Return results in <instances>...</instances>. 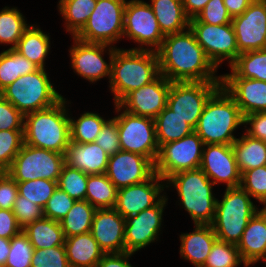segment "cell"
<instances>
[{"label":"cell","mask_w":266,"mask_h":267,"mask_svg":"<svg viewBox=\"0 0 266 267\" xmlns=\"http://www.w3.org/2000/svg\"><path fill=\"white\" fill-rule=\"evenodd\" d=\"M10 252V239L0 237V267H4Z\"/></svg>","instance_id":"cell-58"},{"label":"cell","mask_w":266,"mask_h":267,"mask_svg":"<svg viewBox=\"0 0 266 267\" xmlns=\"http://www.w3.org/2000/svg\"><path fill=\"white\" fill-rule=\"evenodd\" d=\"M162 180L164 181L154 173L144 182L118 189L114 209L126 219L155 206L164 197L160 195L164 186L169 187L162 182L160 184Z\"/></svg>","instance_id":"cell-19"},{"label":"cell","mask_w":266,"mask_h":267,"mask_svg":"<svg viewBox=\"0 0 266 267\" xmlns=\"http://www.w3.org/2000/svg\"><path fill=\"white\" fill-rule=\"evenodd\" d=\"M125 0H97L84 27L74 36L86 43L109 45L123 36Z\"/></svg>","instance_id":"cell-8"},{"label":"cell","mask_w":266,"mask_h":267,"mask_svg":"<svg viewBox=\"0 0 266 267\" xmlns=\"http://www.w3.org/2000/svg\"><path fill=\"white\" fill-rule=\"evenodd\" d=\"M74 45L70 49L71 65L78 75L89 82H95L105 76L111 75V61L117 48H109L110 62L103 59L104 49L109 45L86 43L73 37Z\"/></svg>","instance_id":"cell-21"},{"label":"cell","mask_w":266,"mask_h":267,"mask_svg":"<svg viewBox=\"0 0 266 267\" xmlns=\"http://www.w3.org/2000/svg\"><path fill=\"white\" fill-rule=\"evenodd\" d=\"M88 175L79 169L64 164L58 179V187L71 198L85 200Z\"/></svg>","instance_id":"cell-42"},{"label":"cell","mask_w":266,"mask_h":267,"mask_svg":"<svg viewBox=\"0 0 266 267\" xmlns=\"http://www.w3.org/2000/svg\"><path fill=\"white\" fill-rule=\"evenodd\" d=\"M182 258L192 262L195 267L203 266L217 236L212 225L195 224L191 233L180 235Z\"/></svg>","instance_id":"cell-26"},{"label":"cell","mask_w":266,"mask_h":267,"mask_svg":"<svg viewBox=\"0 0 266 267\" xmlns=\"http://www.w3.org/2000/svg\"><path fill=\"white\" fill-rule=\"evenodd\" d=\"M22 231L28 236L34 249L64 245L65 237L61 223L49 218H41L28 224Z\"/></svg>","instance_id":"cell-30"},{"label":"cell","mask_w":266,"mask_h":267,"mask_svg":"<svg viewBox=\"0 0 266 267\" xmlns=\"http://www.w3.org/2000/svg\"><path fill=\"white\" fill-rule=\"evenodd\" d=\"M244 124V116L234 98L221 85L207 100L194 131L204 144L232 145L233 131Z\"/></svg>","instance_id":"cell-3"},{"label":"cell","mask_w":266,"mask_h":267,"mask_svg":"<svg viewBox=\"0 0 266 267\" xmlns=\"http://www.w3.org/2000/svg\"><path fill=\"white\" fill-rule=\"evenodd\" d=\"M97 209L86 200L75 201L66 216L60 221L64 237L90 232Z\"/></svg>","instance_id":"cell-36"},{"label":"cell","mask_w":266,"mask_h":267,"mask_svg":"<svg viewBox=\"0 0 266 267\" xmlns=\"http://www.w3.org/2000/svg\"><path fill=\"white\" fill-rule=\"evenodd\" d=\"M18 194L25 197L32 203L44 208L48 199L58 187L57 181L36 179L24 182H17Z\"/></svg>","instance_id":"cell-41"},{"label":"cell","mask_w":266,"mask_h":267,"mask_svg":"<svg viewBox=\"0 0 266 267\" xmlns=\"http://www.w3.org/2000/svg\"><path fill=\"white\" fill-rule=\"evenodd\" d=\"M123 36L135 40L138 44L151 46V51H157L165 37L151 6L142 0L126 2Z\"/></svg>","instance_id":"cell-14"},{"label":"cell","mask_w":266,"mask_h":267,"mask_svg":"<svg viewBox=\"0 0 266 267\" xmlns=\"http://www.w3.org/2000/svg\"><path fill=\"white\" fill-rule=\"evenodd\" d=\"M232 148L241 174L266 165V142L245 133L241 138H237Z\"/></svg>","instance_id":"cell-31"},{"label":"cell","mask_w":266,"mask_h":267,"mask_svg":"<svg viewBox=\"0 0 266 267\" xmlns=\"http://www.w3.org/2000/svg\"><path fill=\"white\" fill-rule=\"evenodd\" d=\"M65 164V154L23 144L6 171L16 182L36 179L57 181Z\"/></svg>","instance_id":"cell-9"},{"label":"cell","mask_w":266,"mask_h":267,"mask_svg":"<svg viewBox=\"0 0 266 267\" xmlns=\"http://www.w3.org/2000/svg\"><path fill=\"white\" fill-rule=\"evenodd\" d=\"M33 253L28 236L21 231L10 239V252L4 267H31Z\"/></svg>","instance_id":"cell-44"},{"label":"cell","mask_w":266,"mask_h":267,"mask_svg":"<svg viewBox=\"0 0 266 267\" xmlns=\"http://www.w3.org/2000/svg\"><path fill=\"white\" fill-rule=\"evenodd\" d=\"M17 195V182L7 172H2L0 175V209L12 210Z\"/></svg>","instance_id":"cell-52"},{"label":"cell","mask_w":266,"mask_h":267,"mask_svg":"<svg viewBox=\"0 0 266 267\" xmlns=\"http://www.w3.org/2000/svg\"><path fill=\"white\" fill-rule=\"evenodd\" d=\"M109 155L95 142H69L65 152V164L86 174H103L108 167Z\"/></svg>","instance_id":"cell-24"},{"label":"cell","mask_w":266,"mask_h":267,"mask_svg":"<svg viewBox=\"0 0 266 267\" xmlns=\"http://www.w3.org/2000/svg\"><path fill=\"white\" fill-rule=\"evenodd\" d=\"M220 86L221 81L171 82L167 106L195 129L207 100Z\"/></svg>","instance_id":"cell-12"},{"label":"cell","mask_w":266,"mask_h":267,"mask_svg":"<svg viewBox=\"0 0 266 267\" xmlns=\"http://www.w3.org/2000/svg\"><path fill=\"white\" fill-rule=\"evenodd\" d=\"M155 173V164L142 155L119 151L109 157L106 175L117 189L148 180Z\"/></svg>","instance_id":"cell-17"},{"label":"cell","mask_w":266,"mask_h":267,"mask_svg":"<svg viewBox=\"0 0 266 267\" xmlns=\"http://www.w3.org/2000/svg\"><path fill=\"white\" fill-rule=\"evenodd\" d=\"M21 231L13 211L0 209V237L11 239Z\"/></svg>","instance_id":"cell-54"},{"label":"cell","mask_w":266,"mask_h":267,"mask_svg":"<svg viewBox=\"0 0 266 267\" xmlns=\"http://www.w3.org/2000/svg\"><path fill=\"white\" fill-rule=\"evenodd\" d=\"M25 17L15 8H3L0 11V43L12 44L10 49H14L22 37V34L29 27Z\"/></svg>","instance_id":"cell-38"},{"label":"cell","mask_w":266,"mask_h":267,"mask_svg":"<svg viewBox=\"0 0 266 267\" xmlns=\"http://www.w3.org/2000/svg\"><path fill=\"white\" fill-rule=\"evenodd\" d=\"M242 262L244 266H250V264L244 263L235 244L217 239L207 256L203 267H237Z\"/></svg>","instance_id":"cell-40"},{"label":"cell","mask_w":266,"mask_h":267,"mask_svg":"<svg viewBox=\"0 0 266 267\" xmlns=\"http://www.w3.org/2000/svg\"><path fill=\"white\" fill-rule=\"evenodd\" d=\"M154 121L159 148L165 143L179 140L194 132V128L175 115L168 106L154 118Z\"/></svg>","instance_id":"cell-32"},{"label":"cell","mask_w":266,"mask_h":267,"mask_svg":"<svg viewBox=\"0 0 266 267\" xmlns=\"http://www.w3.org/2000/svg\"><path fill=\"white\" fill-rule=\"evenodd\" d=\"M264 205V208H262L260 211L258 209L259 214L264 218L266 222V200L261 202Z\"/></svg>","instance_id":"cell-59"},{"label":"cell","mask_w":266,"mask_h":267,"mask_svg":"<svg viewBox=\"0 0 266 267\" xmlns=\"http://www.w3.org/2000/svg\"><path fill=\"white\" fill-rule=\"evenodd\" d=\"M156 52L160 74L171 82L221 81V76H215L217 68L208 59L190 28L166 35Z\"/></svg>","instance_id":"cell-1"},{"label":"cell","mask_w":266,"mask_h":267,"mask_svg":"<svg viewBox=\"0 0 266 267\" xmlns=\"http://www.w3.org/2000/svg\"><path fill=\"white\" fill-rule=\"evenodd\" d=\"M230 68L232 73L221 77H242L266 82V49L239 54Z\"/></svg>","instance_id":"cell-33"},{"label":"cell","mask_w":266,"mask_h":267,"mask_svg":"<svg viewBox=\"0 0 266 267\" xmlns=\"http://www.w3.org/2000/svg\"><path fill=\"white\" fill-rule=\"evenodd\" d=\"M171 81L164 75H159L151 83L131 91L119 104H115V110L125 111L142 117L154 119L166 106Z\"/></svg>","instance_id":"cell-16"},{"label":"cell","mask_w":266,"mask_h":267,"mask_svg":"<svg viewBox=\"0 0 266 267\" xmlns=\"http://www.w3.org/2000/svg\"><path fill=\"white\" fill-rule=\"evenodd\" d=\"M106 121L99 114L93 112H85L78 120L70 118V141L75 143L95 142Z\"/></svg>","instance_id":"cell-39"},{"label":"cell","mask_w":266,"mask_h":267,"mask_svg":"<svg viewBox=\"0 0 266 267\" xmlns=\"http://www.w3.org/2000/svg\"><path fill=\"white\" fill-rule=\"evenodd\" d=\"M31 267H70L64 245L34 249Z\"/></svg>","instance_id":"cell-46"},{"label":"cell","mask_w":266,"mask_h":267,"mask_svg":"<svg viewBox=\"0 0 266 267\" xmlns=\"http://www.w3.org/2000/svg\"><path fill=\"white\" fill-rule=\"evenodd\" d=\"M250 195L241 187L225 190L222 201L217 199L212 228L218 240L237 245L258 208Z\"/></svg>","instance_id":"cell-6"},{"label":"cell","mask_w":266,"mask_h":267,"mask_svg":"<svg viewBox=\"0 0 266 267\" xmlns=\"http://www.w3.org/2000/svg\"><path fill=\"white\" fill-rule=\"evenodd\" d=\"M97 0H60L59 11L66 20L67 32L74 37L86 24Z\"/></svg>","instance_id":"cell-37"},{"label":"cell","mask_w":266,"mask_h":267,"mask_svg":"<svg viewBox=\"0 0 266 267\" xmlns=\"http://www.w3.org/2000/svg\"><path fill=\"white\" fill-rule=\"evenodd\" d=\"M64 247L70 267H95L105 254L90 232L65 238Z\"/></svg>","instance_id":"cell-27"},{"label":"cell","mask_w":266,"mask_h":267,"mask_svg":"<svg viewBox=\"0 0 266 267\" xmlns=\"http://www.w3.org/2000/svg\"><path fill=\"white\" fill-rule=\"evenodd\" d=\"M117 193L118 189L105 173L88 175L85 200L96 209L114 208Z\"/></svg>","instance_id":"cell-35"},{"label":"cell","mask_w":266,"mask_h":267,"mask_svg":"<svg viewBox=\"0 0 266 267\" xmlns=\"http://www.w3.org/2000/svg\"><path fill=\"white\" fill-rule=\"evenodd\" d=\"M245 264L266 260V222L257 211L236 245Z\"/></svg>","instance_id":"cell-25"},{"label":"cell","mask_w":266,"mask_h":267,"mask_svg":"<svg viewBox=\"0 0 266 267\" xmlns=\"http://www.w3.org/2000/svg\"><path fill=\"white\" fill-rule=\"evenodd\" d=\"M75 201L65 191L57 187L43 208V215L45 218L60 222L72 208Z\"/></svg>","instance_id":"cell-47"},{"label":"cell","mask_w":266,"mask_h":267,"mask_svg":"<svg viewBox=\"0 0 266 267\" xmlns=\"http://www.w3.org/2000/svg\"><path fill=\"white\" fill-rule=\"evenodd\" d=\"M95 143L98 144L109 156L121 151L118 126L116 120H107L102 126Z\"/></svg>","instance_id":"cell-49"},{"label":"cell","mask_w":266,"mask_h":267,"mask_svg":"<svg viewBox=\"0 0 266 267\" xmlns=\"http://www.w3.org/2000/svg\"><path fill=\"white\" fill-rule=\"evenodd\" d=\"M122 151L149 158L154 164L159 154L154 119L136 116L125 110L114 117Z\"/></svg>","instance_id":"cell-11"},{"label":"cell","mask_w":266,"mask_h":267,"mask_svg":"<svg viewBox=\"0 0 266 267\" xmlns=\"http://www.w3.org/2000/svg\"><path fill=\"white\" fill-rule=\"evenodd\" d=\"M24 144L23 130L0 131V170L6 172Z\"/></svg>","instance_id":"cell-43"},{"label":"cell","mask_w":266,"mask_h":267,"mask_svg":"<svg viewBox=\"0 0 266 267\" xmlns=\"http://www.w3.org/2000/svg\"><path fill=\"white\" fill-rule=\"evenodd\" d=\"M166 181L178 191L180 203L191 216L194 225L213 223L217 202L212 193L214 183L200 168L178 172Z\"/></svg>","instance_id":"cell-5"},{"label":"cell","mask_w":266,"mask_h":267,"mask_svg":"<svg viewBox=\"0 0 266 267\" xmlns=\"http://www.w3.org/2000/svg\"><path fill=\"white\" fill-rule=\"evenodd\" d=\"M38 67L14 49L0 53V93L17 78L36 71Z\"/></svg>","instance_id":"cell-34"},{"label":"cell","mask_w":266,"mask_h":267,"mask_svg":"<svg viewBox=\"0 0 266 267\" xmlns=\"http://www.w3.org/2000/svg\"><path fill=\"white\" fill-rule=\"evenodd\" d=\"M200 169L214 185L222 182L231 188L241 184V172L232 145L204 144Z\"/></svg>","instance_id":"cell-20"},{"label":"cell","mask_w":266,"mask_h":267,"mask_svg":"<svg viewBox=\"0 0 266 267\" xmlns=\"http://www.w3.org/2000/svg\"><path fill=\"white\" fill-rule=\"evenodd\" d=\"M66 102L62 98L50 108L26 114L24 144L65 154L70 142V117Z\"/></svg>","instance_id":"cell-4"},{"label":"cell","mask_w":266,"mask_h":267,"mask_svg":"<svg viewBox=\"0 0 266 267\" xmlns=\"http://www.w3.org/2000/svg\"><path fill=\"white\" fill-rule=\"evenodd\" d=\"M210 0H182L183 9L189 19L197 17Z\"/></svg>","instance_id":"cell-56"},{"label":"cell","mask_w":266,"mask_h":267,"mask_svg":"<svg viewBox=\"0 0 266 267\" xmlns=\"http://www.w3.org/2000/svg\"><path fill=\"white\" fill-rule=\"evenodd\" d=\"M244 124L251 125L246 134L266 142V112L247 114L244 116Z\"/></svg>","instance_id":"cell-53"},{"label":"cell","mask_w":266,"mask_h":267,"mask_svg":"<svg viewBox=\"0 0 266 267\" xmlns=\"http://www.w3.org/2000/svg\"><path fill=\"white\" fill-rule=\"evenodd\" d=\"M134 253H105L95 267H133L129 262V258Z\"/></svg>","instance_id":"cell-55"},{"label":"cell","mask_w":266,"mask_h":267,"mask_svg":"<svg viewBox=\"0 0 266 267\" xmlns=\"http://www.w3.org/2000/svg\"><path fill=\"white\" fill-rule=\"evenodd\" d=\"M24 115L0 94V131L23 130Z\"/></svg>","instance_id":"cell-51"},{"label":"cell","mask_w":266,"mask_h":267,"mask_svg":"<svg viewBox=\"0 0 266 267\" xmlns=\"http://www.w3.org/2000/svg\"><path fill=\"white\" fill-rule=\"evenodd\" d=\"M221 85L234 98L243 116L266 112V82L242 77H221Z\"/></svg>","instance_id":"cell-23"},{"label":"cell","mask_w":266,"mask_h":267,"mask_svg":"<svg viewBox=\"0 0 266 267\" xmlns=\"http://www.w3.org/2000/svg\"><path fill=\"white\" fill-rule=\"evenodd\" d=\"M166 203L167 198L164 195L155 206L126 218V252L134 253L157 239L161 228L163 209Z\"/></svg>","instance_id":"cell-18"},{"label":"cell","mask_w":266,"mask_h":267,"mask_svg":"<svg viewBox=\"0 0 266 267\" xmlns=\"http://www.w3.org/2000/svg\"><path fill=\"white\" fill-rule=\"evenodd\" d=\"M33 26L29 25L25 30L14 50L38 68L44 69V61L50 51V39L40 28Z\"/></svg>","instance_id":"cell-29"},{"label":"cell","mask_w":266,"mask_h":267,"mask_svg":"<svg viewBox=\"0 0 266 267\" xmlns=\"http://www.w3.org/2000/svg\"><path fill=\"white\" fill-rule=\"evenodd\" d=\"M200 22L210 25H225L232 22L223 0H210L196 17Z\"/></svg>","instance_id":"cell-50"},{"label":"cell","mask_w":266,"mask_h":267,"mask_svg":"<svg viewBox=\"0 0 266 267\" xmlns=\"http://www.w3.org/2000/svg\"><path fill=\"white\" fill-rule=\"evenodd\" d=\"M231 23L240 54L266 49V0H254Z\"/></svg>","instance_id":"cell-15"},{"label":"cell","mask_w":266,"mask_h":267,"mask_svg":"<svg viewBox=\"0 0 266 267\" xmlns=\"http://www.w3.org/2000/svg\"><path fill=\"white\" fill-rule=\"evenodd\" d=\"M45 68L17 78L0 94L11 102L24 116L44 110L59 102L61 96L48 79Z\"/></svg>","instance_id":"cell-7"},{"label":"cell","mask_w":266,"mask_h":267,"mask_svg":"<svg viewBox=\"0 0 266 267\" xmlns=\"http://www.w3.org/2000/svg\"><path fill=\"white\" fill-rule=\"evenodd\" d=\"M229 15L234 18L241 15L254 0H223Z\"/></svg>","instance_id":"cell-57"},{"label":"cell","mask_w":266,"mask_h":267,"mask_svg":"<svg viewBox=\"0 0 266 267\" xmlns=\"http://www.w3.org/2000/svg\"><path fill=\"white\" fill-rule=\"evenodd\" d=\"M240 186L255 200H266V165L244 171Z\"/></svg>","instance_id":"cell-45"},{"label":"cell","mask_w":266,"mask_h":267,"mask_svg":"<svg viewBox=\"0 0 266 267\" xmlns=\"http://www.w3.org/2000/svg\"><path fill=\"white\" fill-rule=\"evenodd\" d=\"M12 211L16 216L18 225L22 229L28 224L44 217L42 207L29 200H25V197L19 194L17 195Z\"/></svg>","instance_id":"cell-48"},{"label":"cell","mask_w":266,"mask_h":267,"mask_svg":"<svg viewBox=\"0 0 266 267\" xmlns=\"http://www.w3.org/2000/svg\"><path fill=\"white\" fill-rule=\"evenodd\" d=\"M203 147L204 142L195 131L163 144L155 162V173L165 181L178 172L200 168Z\"/></svg>","instance_id":"cell-10"},{"label":"cell","mask_w":266,"mask_h":267,"mask_svg":"<svg viewBox=\"0 0 266 267\" xmlns=\"http://www.w3.org/2000/svg\"><path fill=\"white\" fill-rule=\"evenodd\" d=\"M160 75L156 51L149 48L116 49L111 61L110 87L119 104L131 91L151 83Z\"/></svg>","instance_id":"cell-2"},{"label":"cell","mask_w":266,"mask_h":267,"mask_svg":"<svg viewBox=\"0 0 266 267\" xmlns=\"http://www.w3.org/2000/svg\"><path fill=\"white\" fill-rule=\"evenodd\" d=\"M149 4L159 23L161 32L166 36L183 32L189 28L182 0H151Z\"/></svg>","instance_id":"cell-28"},{"label":"cell","mask_w":266,"mask_h":267,"mask_svg":"<svg viewBox=\"0 0 266 267\" xmlns=\"http://www.w3.org/2000/svg\"><path fill=\"white\" fill-rule=\"evenodd\" d=\"M125 223L126 219L114 208L95 211L90 233L104 253L126 252Z\"/></svg>","instance_id":"cell-22"},{"label":"cell","mask_w":266,"mask_h":267,"mask_svg":"<svg viewBox=\"0 0 266 267\" xmlns=\"http://www.w3.org/2000/svg\"><path fill=\"white\" fill-rule=\"evenodd\" d=\"M189 28L196 41L203 48L208 59L218 68L225 59L231 66L240 54L232 23L210 25L200 22L196 17L189 20Z\"/></svg>","instance_id":"cell-13"}]
</instances>
